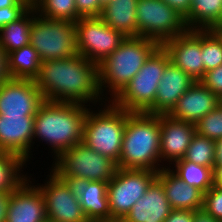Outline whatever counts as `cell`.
<instances>
[{"instance_id": "1", "label": "cell", "mask_w": 222, "mask_h": 222, "mask_svg": "<svg viewBox=\"0 0 222 222\" xmlns=\"http://www.w3.org/2000/svg\"><path fill=\"white\" fill-rule=\"evenodd\" d=\"M34 81L45 101L90 107L106 102L99 89L98 65L79 54L42 62Z\"/></svg>"}, {"instance_id": "2", "label": "cell", "mask_w": 222, "mask_h": 222, "mask_svg": "<svg viewBox=\"0 0 222 222\" xmlns=\"http://www.w3.org/2000/svg\"><path fill=\"white\" fill-rule=\"evenodd\" d=\"M89 108L79 103L45 101L34 118L33 146L35 141H44L55 161L67 149L82 143Z\"/></svg>"}, {"instance_id": "3", "label": "cell", "mask_w": 222, "mask_h": 222, "mask_svg": "<svg viewBox=\"0 0 222 222\" xmlns=\"http://www.w3.org/2000/svg\"><path fill=\"white\" fill-rule=\"evenodd\" d=\"M118 168L152 170L160 164V115L128 112Z\"/></svg>"}, {"instance_id": "4", "label": "cell", "mask_w": 222, "mask_h": 222, "mask_svg": "<svg viewBox=\"0 0 222 222\" xmlns=\"http://www.w3.org/2000/svg\"><path fill=\"white\" fill-rule=\"evenodd\" d=\"M159 46L157 42L141 36L126 37L98 65L99 89L104 100L113 101Z\"/></svg>"}, {"instance_id": "5", "label": "cell", "mask_w": 222, "mask_h": 222, "mask_svg": "<svg viewBox=\"0 0 222 222\" xmlns=\"http://www.w3.org/2000/svg\"><path fill=\"white\" fill-rule=\"evenodd\" d=\"M126 121L127 111L112 101L90 107L84 123L82 143L118 163Z\"/></svg>"}, {"instance_id": "6", "label": "cell", "mask_w": 222, "mask_h": 222, "mask_svg": "<svg viewBox=\"0 0 222 222\" xmlns=\"http://www.w3.org/2000/svg\"><path fill=\"white\" fill-rule=\"evenodd\" d=\"M169 63L167 52L159 46L112 102L128 112H146L155 102L157 87Z\"/></svg>"}, {"instance_id": "7", "label": "cell", "mask_w": 222, "mask_h": 222, "mask_svg": "<svg viewBox=\"0 0 222 222\" xmlns=\"http://www.w3.org/2000/svg\"><path fill=\"white\" fill-rule=\"evenodd\" d=\"M30 44L38 52L42 62L77 56L75 23L45 18L37 14L34 8Z\"/></svg>"}, {"instance_id": "8", "label": "cell", "mask_w": 222, "mask_h": 222, "mask_svg": "<svg viewBox=\"0 0 222 222\" xmlns=\"http://www.w3.org/2000/svg\"><path fill=\"white\" fill-rule=\"evenodd\" d=\"M50 169L59 177H78L108 183L118 166L112 159L80 143L63 152L52 162Z\"/></svg>"}, {"instance_id": "9", "label": "cell", "mask_w": 222, "mask_h": 222, "mask_svg": "<svg viewBox=\"0 0 222 222\" xmlns=\"http://www.w3.org/2000/svg\"><path fill=\"white\" fill-rule=\"evenodd\" d=\"M136 15L137 36L160 46L188 30L185 18L162 0H138Z\"/></svg>"}, {"instance_id": "10", "label": "cell", "mask_w": 222, "mask_h": 222, "mask_svg": "<svg viewBox=\"0 0 222 222\" xmlns=\"http://www.w3.org/2000/svg\"><path fill=\"white\" fill-rule=\"evenodd\" d=\"M158 172L118 168L108 182L107 196L111 222L123 219L147 192Z\"/></svg>"}, {"instance_id": "11", "label": "cell", "mask_w": 222, "mask_h": 222, "mask_svg": "<svg viewBox=\"0 0 222 222\" xmlns=\"http://www.w3.org/2000/svg\"><path fill=\"white\" fill-rule=\"evenodd\" d=\"M78 54L99 65L126 38L100 17H81L75 22Z\"/></svg>"}, {"instance_id": "12", "label": "cell", "mask_w": 222, "mask_h": 222, "mask_svg": "<svg viewBox=\"0 0 222 222\" xmlns=\"http://www.w3.org/2000/svg\"><path fill=\"white\" fill-rule=\"evenodd\" d=\"M47 169L50 172L46 180L43 184L37 183L45 199L47 218L59 222H89L78 197L55 172Z\"/></svg>"}, {"instance_id": "13", "label": "cell", "mask_w": 222, "mask_h": 222, "mask_svg": "<svg viewBox=\"0 0 222 222\" xmlns=\"http://www.w3.org/2000/svg\"><path fill=\"white\" fill-rule=\"evenodd\" d=\"M161 46L167 52L172 64L196 81L203 78L202 30H187L165 41Z\"/></svg>"}, {"instance_id": "14", "label": "cell", "mask_w": 222, "mask_h": 222, "mask_svg": "<svg viewBox=\"0 0 222 222\" xmlns=\"http://www.w3.org/2000/svg\"><path fill=\"white\" fill-rule=\"evenodd\" d=\"M44 102L34 80L10 78L0 85V114L36 115Z\"/></svg>"}, {"instance_id": "15", "label": "cell", "mask_w": 222, "mask_h": 222, "mask_svg": "<svg viewBox=\"0 0 222 222\" xmlns=\"http://www.w3.org/2000/svg\"><path fill=\"white\" fill-rule=\"evenodd\" d=\"M29 175L9 194L5 222H43L47 218L44 196L35 183L36 178Z\"/></svg>"}, {"instance_id": "16", "label": "cell", "mask_w": 222, "mask_h": 222, "mask_svg": "<svg viewBox=\"0 0 222 222\" xmlns=\"http://www.w3.org/2000/svg\"><path fill=\"white\" fill-rule=\"evenodd\" d=\"M34 118L35 115L0 114V151L18 155L30 164L34 158Z\"/></svg>"}, {"instance_id": "17", "label": "cell", "mask_w": 222, "mask_h": 222, "mask_svg": "<svg viewBox=\"0 0 222 222\" xmlns=\"http://www.w3.org/2000/svg\"><path fill=\"white\" fill-rule=\"evenodd\" d=\"M78 197L82 211L89 222H111L108 183L89 181L78 177H60Z\"/></svg>"}, {"instance_id": "18", "label": "cell", "mask_w": 222, "mask_h": 222, "mask_svg": "<svg viewBox=\"0 0 222 222\" xmlns=\"http://www.w3.org/2000/svg\"><path fill=\"white\" fill-rule=\"evenodd\" d=\"M195 133V124L160 115V164L163 168L183 159Z\"/></svg>"}, {"instance_id": "19", "label": "cell", "mask_w": 222, "mask_h": 222, "mask_svg": "<svg viewBox=\"0 0 222 222\" xmlns=\"http://www.w3.org/2000/svg\"><path fill=\"white\" fill-rule=\"evenodd\" d=\"M162 75L157 87L155 102L146 113L167 115L178 99L196 82L171 62L166 66Z\"/></svg>"}, {"instance_id": "20", "label": "cell", "mask_w": 222, "mask_h": 222, "mask_svg": "<svg viewBox=\"0 0 222 222\" xmlns=\"http://www.w3.org/2000/svg\"><path fill=\"white\" fill-rule=\"evenodd\" d=\"M217 106L218 96L200 81H196L167 115L175 120L195 124Z\"/></svg>"}, {"instance_id": "21", "label": "cell", "mask_w": 222, "mask_h": 222, "mask_svg": "<svg viewBox=\"0 0 222 222\" xmlns=\"http://www.w3.org/2000/svg\"><path fill=\"white\" fill-rule=\"evenodd\" d=\"M172 211L162 183L156 178L122 219L124 222H164Z\"/></svg>"}, {"instance_id": "22", "label": "cell", "mask_w": 222, "mask_h": 222, "mask_svg": "<svg viewBox=\"0 0 222 222\" xmlns=\"http://www.w3.org/2000/svg\"><path fill=\"white\" fill-rule=\"evenodd\" d=\"M157 179L162 183L172 209L197 211L203 209L204 193L178 178L170 168L158 171Z\"/></svg>"}, {"instance_id": "23", "label": "cell", "mask_w": 222, "mask_h": 222, "mask_svg": "<svg viewBox=\"0 0 222 222\" xmlns=\"http://www.w3.org/2000/svg\"><path fill=\"white\" fill-rule=\"evenodd\" d=\"M138 0H112L102 9L100 18L126 37L137 36Z\"/></svg>"}, {"instance_id": "24", "label": "cell", "mask_w": 222, "mask_h": 222, "mask_svg": "<svg viewBox=\"0 0 222 222\" xmlns=\"http://www.w3.org/2000/svg\"><path fill=\"white\" fill-rule=\"evenodd\" d=\"M188 30L222 29V0H191Z\"/></svg>"}, {"instance_id": "25", "label": "cell", "mask_w": 222, "mask_h": 222, "mask_svg": "<svg viewBox=\"0 0 222 222\" xmlns=\"http://www.w3.org/2000/svg\"><path fill=\"white\" fill-rule=\"evenodd\" d=\"M8 72L14 79L34 80L42 63L38 52L31 44L15 49L7 54Z\"/></svg>"}, {"instance_id": "26", "label": "cell", "mask_w": 222, "mask_h": 222, "mask_svg": "<svg viewBox=\"0 0 222 222\" xmlns=\"http://www.w3.org/2000/svg\"><path fill=\"white\" fill-rule=\"evenodd\" d=\"M34 20V7L20 18L0 29V46L6 54L30 44V31Z\"/></svg>"}, {"instance_id": "27", "label": "cell", "mask_w": 222, "mask_h": 222, "mask_svg": "<svg viewBox=\"0 0 222 222\" xmlns=\"http://www.w3.org/2000/svg\"><path fill=\"white\" fill-rule=\"evenodd\" d=\"M27 162L18 155L0 151V192L11 193L29 176L23 172Z\"/></svg>"}, {"instance_id": "28", "label": "cell", "mask_w": 222, "mask_h": 222, "mask_svg": "<svg viewBox=\"0 0 222 222\" xmlns=\"http://www.w3.org/2000/svg\"><path fill=\"white\" fill-rule=\"evenodd\" d=\"M170 170L189 186L204 194L214 185V170L211 167L198 165L185 159L175 161ZM175 168V169H174Z\"/></svg>"}, {"instance_id": "29", "label": "cell", "mask_w": 222, "mask_h": 222, "mask_svg": "<svg viewBox=\"0 0 222 222\" xmlns=\"http://www.w3.org/2000/svg\"><path fill=\"white\" fill-rule=\"evenodd\" d=\"M36 13L49 19L78 21L75 0H35L34 6Z\"/></svg>"}, {"instance_id": "30", "label": "cell", "mask_w": 222, "mask_h": 222, "mask_svg": "<svg viewBox=\"0 0 222 222\" xmlns=\"http://www.w3.org/2000/svg\"><path fill=\"white\" fill-rule=\"evenodd\" d=\"M204 75L222 65V29L202 30Z\"/></svg>"}, {"instance_id": "31", "label": "cell", "mask_w": 222, "mask_h": 222, "mask_svg": "<svg viewBox=\"0 0 222 222\" xmlns=\"http://www.w3.org/2000/svg\"><path fill=\"white\" fill-rule=\"evenodd\" d=\"M183 159L214 170L215 141L195 133Z\"/></svg>"}, {"instance_id": "32", "label": "cell", "mask_w": 222, "mask_h": 222, "mask_svg": "<svg viewBox=\"0 0 222 222\" xmlns=\"http://www.w3.org/2000/svg\"><path fill=\"white\" fill-rule=\"evenodd\" d=\"M196 133L214 141L222 139V107L219 105L195 123Z\"/></svg>"}, {"instance_id": "33", "label": "cell", "mask_w": 222, "mask_h": 222, "mask_svg": "<svg viewBox=\"0 0 222 222\" xmlns=\"http://www.w3.org/2000/svg\"><path fill=\"white\" fill-rule=\"evenodd\" d=\"M203 210L214 219L222 222V189L213 185L205 194Z\"/></svg>"}, {"instance_id": "34", "label": "cell", "mask_w": 222, "mask_h": 222, "mask_svg": "<svg viewBox=\"0 0 222 222\" xmlns=\"http://www.w3.org/2000/svg\"><path fill=\"white\" fill-rule=\"evenodd\" d=\"M30 6L24 2L20 1L16 6H9L0 9V29L16 21L20 18Z\"/></svg>"}, {"instance_id": "35", "label": "cell", "mask_w": 222, "mask_h": 222, "mask_svg": "<svg viewBox=\"0 0 222 222\" xmlns=\"http://www.w3.org/2000/svg\"><path fill=\"white\" fill-rule=\"evenodd\" d=\"M200 82L217 96L222 93V65L205 73Z\"/></svg>"}, {"instance_id": "36", "label": "cell", "mask_w": 222, "mask_h": 222, "mask_svg": "<svg viewBox=\"0 0 222 222\" xmlns=\"http://www.w3.org/2000/svg\"><path fill=\"white\" fill-rule=\"evenodd\" d=\"M75 3L80 17H100L103 9L100 0H75Z\"/></svg>"}, {"instance_id": "37", "label": "cell", "mask_w": 222, "mask_h": 222, "mask_svg": "<svg viewBox=\"0 0 222 222\" xmlns=\"http://www.w3.org/2000/svg\"><path fill=\"white\" fill-rule=\"evenodd\" d=\"M195 211L172 209L164 222H193Z\"/></svg>"}, {"instance_id": "38", "label": "cell", "mask_w": 222, "mask_h": 222, "mask_svg": "<svg viewBox=\"0 0 222 222\" xmlns=\"http://www.w3.org/2000/svg\"><path fill=\"white\" fill-rule=\"evenodd\" d=\"M186 18L190 12L191 0H162Z\"/></svg>"}, {"instance_id": "39", "label": "cell", "mask_w": 222, "mask_h": 222, "mask_svg": "<svg viewBox=\"0 0 222 222\" xmlns=\"http://www.w3.org/2000/svg\"><path fill=\"white\" fill-rule=\"evenodd\" d=\"M11 77L8 72L7 54L0 46V85Z\"/></svg>"}, {"instance_id": "40", "label": "cell", "mask_w": 222, "mask_h": 222, "mask_svg": "<svg viewBox=\"0 0 222 222\" xmlns=\"http://www.w3.org/2000/svg\"><path fill=\"white\" fill-rule=\"evenodd\" d=\"M10 193L0 192V222L6 221L7 204L9 200Z\"/></svg>"}, {"instance_id": "41", "label": "cell", "mask_w": 222, "mask_h": 222, "mask_svg": "<svg viewBox=\"0 0 222 222\" xmlns=\"http://www.w3.org/2000/svg\"><path fill=\"white\" fill-rule=\"evenodd\" d=\"M193 222H220V221L214 219L211 215L207 214L203 209H201L195 211Z\"/></svg>"}, {"instance_id": "42", "label": "cell", "mask_w": 222, "mask_h": 222, "mask_svg": "<svg viewBox=\"0 0 222 222\" xmlns=\"http://www.w3.org/2000/svg\"><path fill=\"white\" fill-rule=\"evenodd\" d=\"M215 165H222V139L215 141Z\"/></svg>"}, {"instance_id": "43", "label": "cell", "mask_w": 222, "mask_h": 222, "mask_svg": "<svg viewBox=\"0 0 222 222\" xmlns=\"http://www.w3.org/2000/svg\"><path fill=\"white\" fill-rule=\"evenodd\" d=\"M214 184L222 189V165H215L214 167Z\"/></svg>"}, {"instance_id": "44", "label": "cell", "mask_w": 222, "mask_h": 222, "mask_svg": "<svg viewBox=\"0 0 222 222\" xmlns=\"http://www.w3.org/2000/svg\"><path fill=\"white\" fill-rule=\"evenodd\" d=\"M21 0H0V9L9 7V6H16Z\"/></svg>"}, {"instance_id": "45", "label": "cell", "mask_w": 222, "mask_h": 222, "mask_svg": "<svg viewBox=\"0 0 222 222\" xmlns=\"http://www.w3.org/2000/svg\"><path fill=\"white\" fill-rule=\"evenodd\" d=\"M112 0H100L101 7L104 8L107 6Z\"/></svg>"}, {"instance_id": "46", "label": "cell", "mask_w": 222, "mask_h": 222, "mask_svg": "<svg viewBox=\"0 0 222 222\" xmlns=\"http://www.w3.org/2000/svg\"><path fill=\"white\" fill-rule=\"evenodd\" d=\"M26 2L30 7L34 6L35 0H21Z\"/></svg>"}, {"instance_id": "47", "label": "cell", "mask_w": 222, "mask_h": 222, "mask_svg": "<svg viewBox=\"0 0 222 222\" xmlns=\"http://www.w3.org/2000/svg\"><path fill=\"white\" fill-rule=\"evenodd\" d=\"M218 105L222 107V93L218 95Z\"/></svg>"}, {"instance_id": "48", "label": "cell", "mask_w": 222, "mask_h": 222, "mask_svg": "<svg viewBox=\"0 0 222 222\" xmlns=\"http://www.w3.org/2000/svg\"><path fill=\"white\" fill-rule=\"evenodd\" d=\"M43 222H59V221H55V220H52V219L46 218Z\"/></svg>"}]
</instances>
